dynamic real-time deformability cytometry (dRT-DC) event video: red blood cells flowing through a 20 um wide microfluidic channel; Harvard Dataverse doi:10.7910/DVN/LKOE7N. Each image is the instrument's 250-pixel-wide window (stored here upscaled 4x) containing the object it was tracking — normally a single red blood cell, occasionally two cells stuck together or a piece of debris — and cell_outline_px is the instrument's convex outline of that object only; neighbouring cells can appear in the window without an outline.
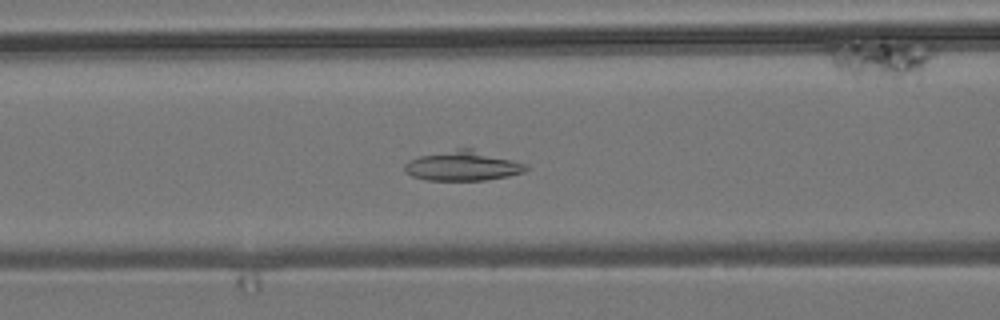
{"species": "common noctule bat (a hibernating species)", "species_latin": "Nyctalus noctula", "temperature_condition": "room temperature", "stored_images_in_passage": 58, "camera_frame_rate_fps": 3000, "um_per_image_px": 0.085, "animal": {"sex": "male", "body_mass_g": 19.2, "forearm_length_mm": 51.8}, "frame": {"image": 1, "passage_image": 25, "time_ms": 8.0, "image_size_px": [1000, 320], "cell_outline_px": [[528, 168], [524, 172], [508, 176], [484, 180], [428, 180], [412, 176], [404, 172], [404, 164], [408, 160], [420, 156], [456, 148], [472, 148], [528, 164]], "centroid_in_image_um": [39.34, 14.09], "position_along_channel_um": 127.3, "area_um2": 21.21}}
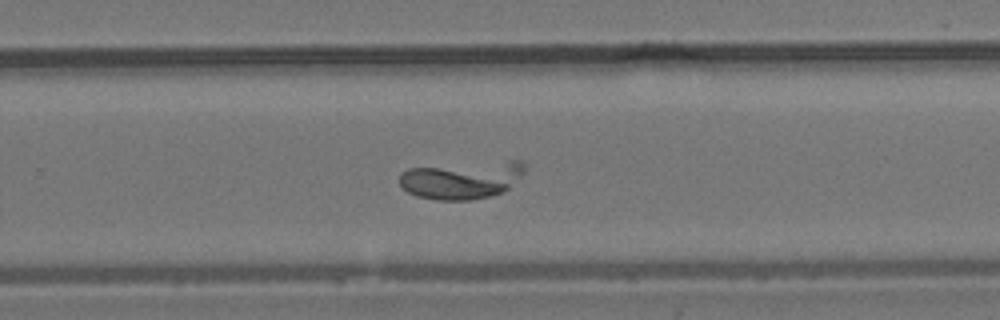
{"frame": {"image": 2, "passage_image": 38, "time_ms": 12.333, "image_size_px": [1000, 320], "cell_outline_px": [[528, 164], [524, 172], [508, 188], [492, 196], [468, 200], [436, 200], [416, 196], [408, 192], [400, 184], [400, 172], [408, 168], [508, 160], [524, 160]], "centroid_in_image_um": [39.28, 15.28], "position_along_channel_um": 290.5, "area_um2": 27.63}}
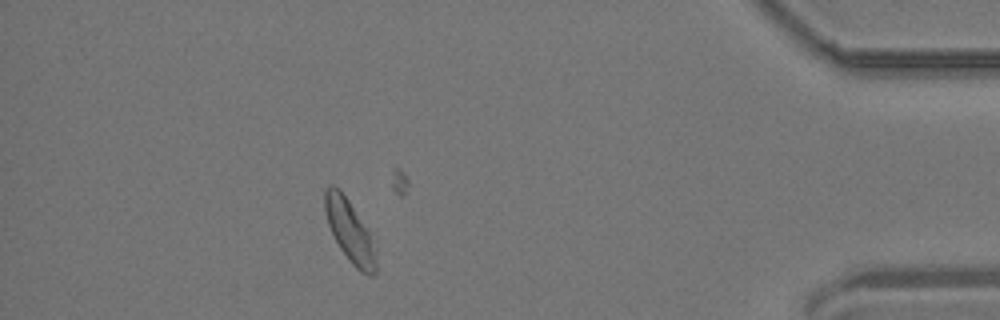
{"frame": {"image": 3, "passage_image": 51, "time_ms": 16.667, "image_size_px": [1000, 320], "cell_outline_px": [[376, 276], [368, 276], [360, 272], [352, 264], [340, 248], [328, 224], [324, 208], [324, 188], [328, 184], [332, 184], [340, 188], [348, 200], [368, 232], [376, 252]], "centroid_in_image_um": [29.71, 19.63], "position_along_channel_um": 405.5, "area_um2": 18.32}}